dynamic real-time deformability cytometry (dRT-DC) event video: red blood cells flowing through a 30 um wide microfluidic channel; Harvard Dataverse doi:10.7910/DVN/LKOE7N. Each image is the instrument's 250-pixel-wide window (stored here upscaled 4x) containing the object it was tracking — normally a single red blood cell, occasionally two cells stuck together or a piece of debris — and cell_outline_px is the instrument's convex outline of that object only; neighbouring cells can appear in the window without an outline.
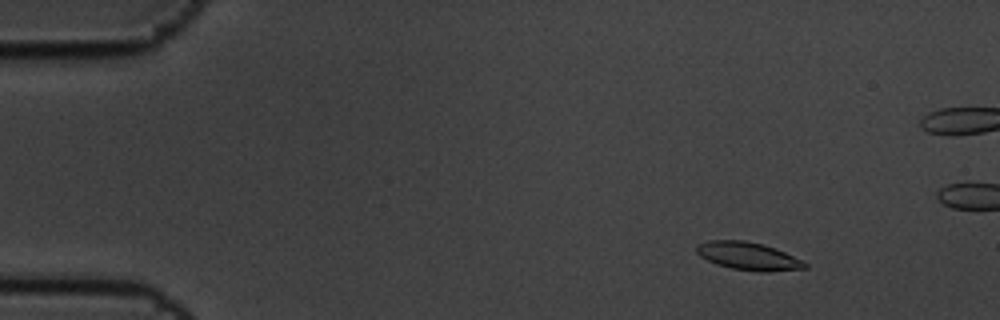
{"species": "common noctule bat (a hibernating species)", "species_latin": "Nyctalus noctula", "temperature_condition": "cold", "stored_images_in_passage": 6, "camera_frame_rate_fps": 3000, "um_per_image_px": 0.085, "animal": {"sex": "male", "body_mass_g": 19.5, "forearm_length_mm": 54.6}, "frame": {"image": 1, "passage_image": 3, "time_ms": 0.667, "image_size_px": [1000, 320], "cell_outline_px": [[808, 268], [768, 272], [760, 272], [732, 268], [716, 264], [700, 256], [696, 252], [696, 244], [708, 240], [744, 240], [764, 244], [776, 248], [808, 264]], "centroid_in_image_um": [63.58, 21.76], "position_along_channel_um": 21.4, "area_um2": 17.63}}